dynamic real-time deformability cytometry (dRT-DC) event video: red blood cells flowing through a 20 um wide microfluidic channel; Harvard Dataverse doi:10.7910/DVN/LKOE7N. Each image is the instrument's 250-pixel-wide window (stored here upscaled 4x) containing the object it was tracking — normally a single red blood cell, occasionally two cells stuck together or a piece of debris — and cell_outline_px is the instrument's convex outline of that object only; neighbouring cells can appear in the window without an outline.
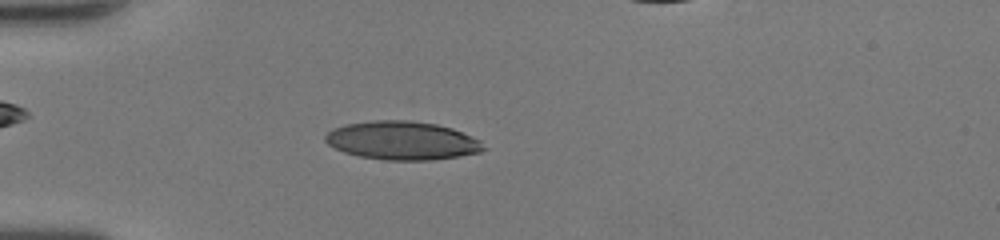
{"species": "human", "species_latin": "Homo sapiens", "temperature_condition": "room temperature", "stored_images_in_passage": 46, "camera_frame_rate_fps": 3000, "um_per_image_px": 0.085, "donor": {"sex": "female"}, "frame": {"image": 1, "passage_image": 12, "time_ms": 3.667, "image_size_px": [1000, 240], "cell_outline_px": [[488, 148], [480, 152], [460, 156], [432, 160], [384, 160], [360, 156], [344, 152], [328, 144], [324, 140], [324, 136], [332, 128], [344, 124], [372, 120], [408, 120], [436, 124], [452, 128], [472, 136], [480, 140]], "centroid_in_image_um": [34.19, 11.94], "position_along_channel_um": 50.8, "area_um2": 35.72}}
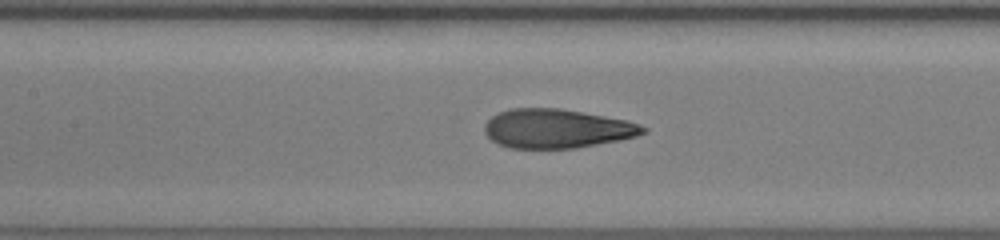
{"frame": {"image": 2, "passage_image": 21, "time_ms": 6.667, "image_size_px": [1000, 240], "cell_outline_px": [[648, 132], [636, 136], [620, 140], [576, 148], [508, 148], [492, 140], [484, 132], [484, 124], [492, 116], [500, 112], [512, 108], [560, 108], [628, 120], [640, 124], [648, 128]], "centroid_in_image_um": [47.36, 10.93], "position_along_channel_um": 160.0, "area_um2": 36.18}}
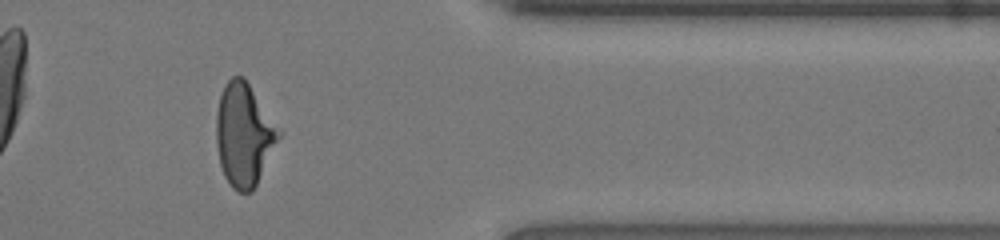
{"frame": {"image": 3, "passage_image": 38, "time_ms": 12.333, "image_size_px": [1000, 240], "cell_outline_px": [[284, 132], [252, 192], [236, 192], [232, 188], [224, 176], [220, 164], [216, 144], [216, 112], [220, 96], [224, 84], [232, 76], [244, 76]], "centroid_in_image_um": [20.76, 11.43], "position_along_channel_um": 390.6, "area_um2": 38.15}, "authors_computed_cell_mechanics": {"area_um2": 35.7782, "velocity_mm_per_s": 4.3409, "shape_relaxation_time_tau1_ms": 5.3902, "shape_relaxation_time_tau2_ms": 0.7231, "deformation_change_tau1": 0.241, "deformation_change_tau2": 0.0699}}